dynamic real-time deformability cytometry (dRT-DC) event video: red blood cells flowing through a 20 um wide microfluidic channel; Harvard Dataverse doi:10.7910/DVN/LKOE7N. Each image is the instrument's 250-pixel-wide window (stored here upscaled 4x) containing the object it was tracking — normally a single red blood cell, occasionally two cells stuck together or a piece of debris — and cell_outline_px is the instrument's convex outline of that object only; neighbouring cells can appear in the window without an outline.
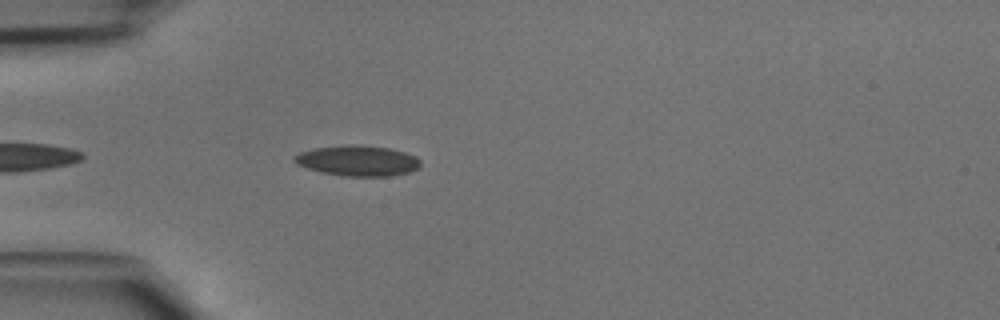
{"species": "common noctule bat (a hibernating species)", "species_latin": "Nyctalus noctula", "temperature_condition": "cold", "stored_images_in_passage": 18, "camera_frame_rate_fps": 3000, "um_per_image_px": 0.085, "animal": {"sex": "male", "body_mass_g": 15.6}, "frame": {"image": 1, "passage_image": 3, "time_ms": 0.667, "image_size_px": [1000, 320], "cell_outline_px": [[420, 164], [412, 172], [388, 176], [344, 176], [320, 172], [296, 164], [292, 160], [292, 156], [300, 152], [316, 148], [348, 144], [356, 144], [388, 148], [404, 152], [416, 156], [420, 160]], "centroid_in_image_um": [30.38, 13.66], "position_along_channel_um": 54.6, "area_um2": 22.48}}